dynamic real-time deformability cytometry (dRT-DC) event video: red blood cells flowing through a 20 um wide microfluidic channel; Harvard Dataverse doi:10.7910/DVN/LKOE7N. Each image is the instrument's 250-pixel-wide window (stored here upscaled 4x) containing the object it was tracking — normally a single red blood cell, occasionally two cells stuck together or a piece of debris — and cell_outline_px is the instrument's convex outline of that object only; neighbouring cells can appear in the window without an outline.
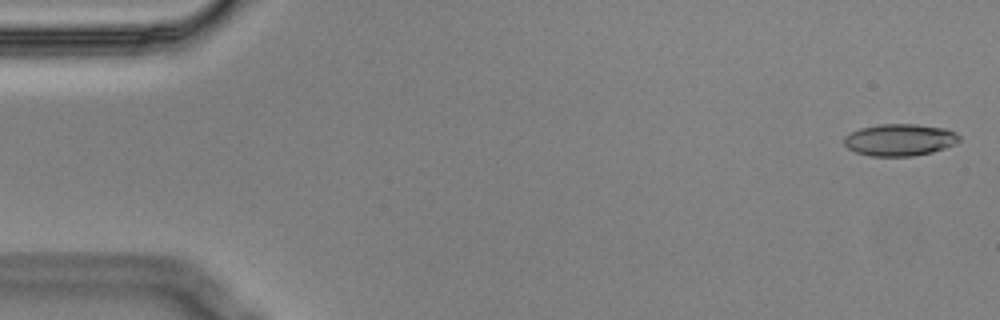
{"species": "Egyptian fruit bat (a non-hibernating species)", "species_latin": "Rousettus aegyptiacus", "temperature_condition": "cold", "stored_images_in_passage": 56, "camera_frame_rate_fps": 3000, "um_per_image_px": 0.085, "animal": {"sex": "male"}, "frame": {"image": 1, "passage_image": 2, "time_ms": 0.333, "image_size_px": [1000, 320], "cell_outline_px": [[960, 140], [956, 144], [932, 152], [912, 156], [872, 156], [856, 152], [848, 148], [844, 144], [844, 136], [860, 128], [880, 124], [916, 124], [944, 128], [956, 132], [960, 136]], "centroid_in_image_um": [76.49, 11.88], "position_along_channel_um": 8.5, "area_um2": 21.44}}
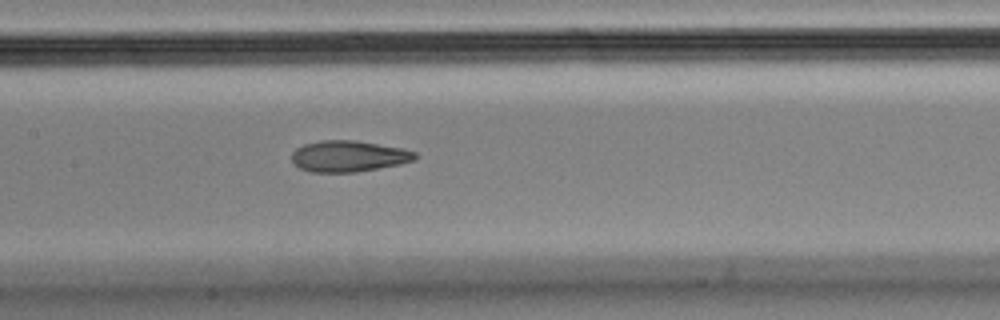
{"frame": {"image": 2, "passage_image": 27, "time_ms": 8.667, "image_size_px": [1000, 320], "cell_outline_px": [[416, 160], [400, 164], [356, 172], [312, 172], [300, 168], [292, 160], [292, 152], [296, 148], [304, 144], [320, 140], [356, 140], [404, 148], [416, 152]], "centroid_in_image_um": [29.65, 13.27], "position_along_channel_um": 177.8, "area_um2": 22.48}}
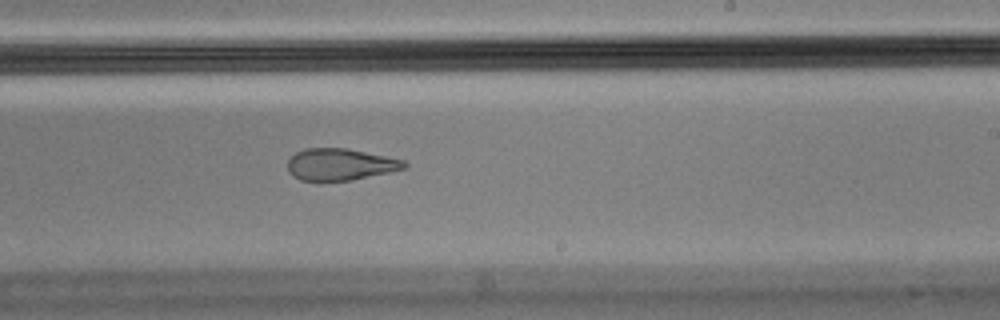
{"frame": {"image": 3, "passage_image": 34, "time_ms": 11.0, "image_size_px": [1000, 320], "cell_outline_px": [[408, 164], [404, 168], [388, 172], [352, 180], [300, 180], [292, 176], [288, 172], [288, 160], [296, 152], [304, 148], [348, 148], [404, 160]], "centroid_in_image_um": [28.89, 13.96], "position_along_channel_um": 260.1, "area_um2": 21.44}, "authors_computed_cell_mechanics": {"area_um2": 22.6287, "velocity_mm_per_s": 3.5387, "shape_relaxation_time_tau1_ms": null, "shape_relaxation_time_tau2_ms": 3.0189, "deformation_change_tau1": null, "deformation_change_tau2": 0.1123}}